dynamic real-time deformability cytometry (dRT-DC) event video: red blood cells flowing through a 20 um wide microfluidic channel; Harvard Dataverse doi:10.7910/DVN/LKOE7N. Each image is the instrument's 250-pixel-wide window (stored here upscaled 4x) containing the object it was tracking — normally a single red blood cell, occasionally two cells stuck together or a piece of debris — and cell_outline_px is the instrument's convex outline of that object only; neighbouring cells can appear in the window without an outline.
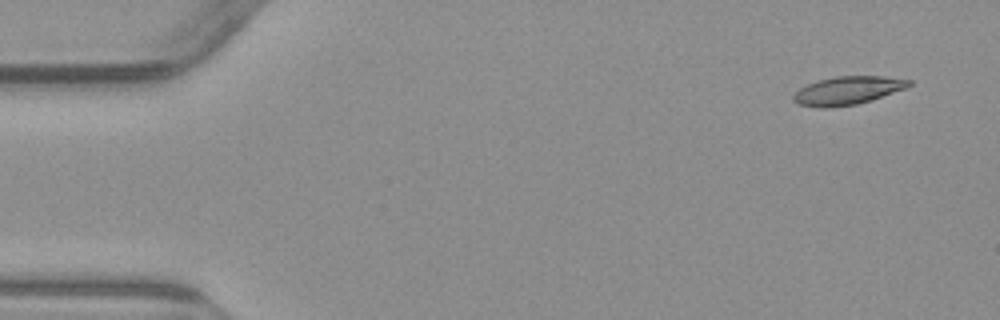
{"species": "common noctule bat (a hibernating species)", "species_latin": "Nyctalus noctula", "temperature_condition": "warm", "stored_images_in_passage": 4, "camera_frame_rate_fps": 3000, "um_per_image_px": 0.085, "animal": {"sex": "male", "body_mass_g": 23.1, "forearm_length_mm": 52.7}, "frame": {"image": 1, "passage_image": 1, "time_ms": 0.0, "image_size_px": [1000, 320], "cell_outline_px": [[912, 84], [904, 88], [872, 100], [856, 104], [828, 108], [824, 108], [800, 104], [792, 100], [792, 96], [800, 88], [816, 80], [836, 76], [884, 76], [912, 80]], "centroid_in_image_um": [72.04, 7.68], "position_along_channel_um": 13.0, "area_um2": 18.9}}
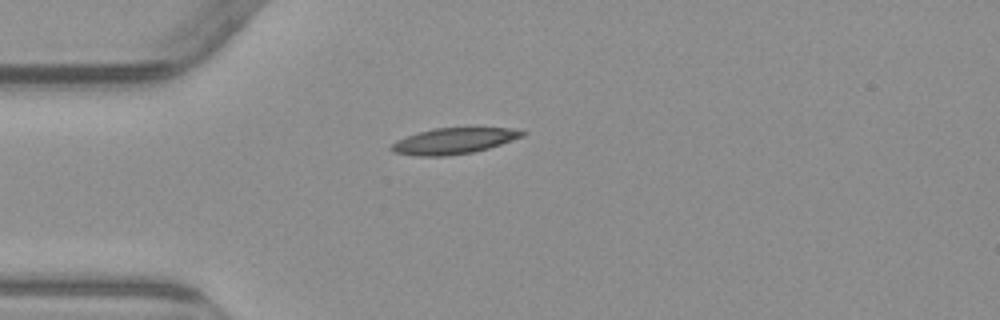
{"frame": {"image": 2, "passage_image": 4, "time_ms": 3.667, "image_size_px": [1000, 320], "cell_outline_px": [[528, 132], [524, 136], [488, 148], [472, 152], [444, 156], [420, 156], [392, 152], [388, 148], [396, 140], [432, 128], [508, 128]], "centroid_in_image_um": [38.54, 11.98], "position_along_channel_um": 46.5, "area_um2": 19.59}}